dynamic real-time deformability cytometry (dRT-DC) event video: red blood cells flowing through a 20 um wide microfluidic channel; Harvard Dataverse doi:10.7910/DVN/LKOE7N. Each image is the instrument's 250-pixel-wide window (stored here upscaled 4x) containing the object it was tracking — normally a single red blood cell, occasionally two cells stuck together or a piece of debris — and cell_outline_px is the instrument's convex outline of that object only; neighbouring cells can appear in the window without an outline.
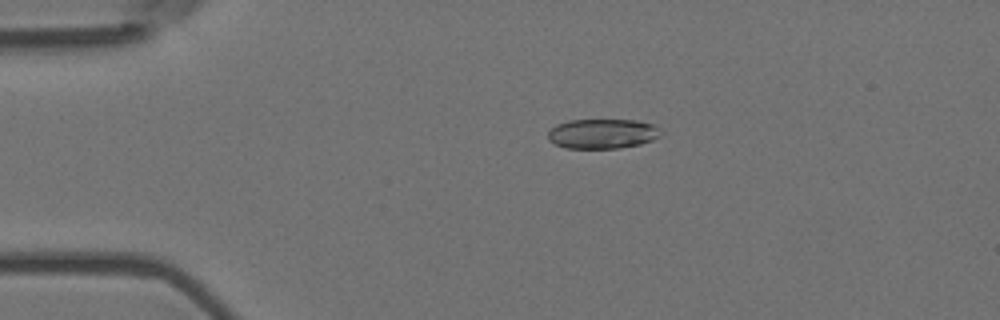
{"species": "Egyptian fruit bat (a non-hibernating species)", "species_latin": "Rousettus aegyptiacus", "temperature_condition": "room temperature", "stored_images_in_passage": 4, "camera_frame_rate_fps": 3000, "um_per_image_px": 0.085, "animal": {"sex": "female"}, "frame": {"image": 1, "passage_image": 3, "time_ms": 0.667, "image_size_px": [1000, 320], "cell_outline_px": [[664, 132], [660, 136], [652, 140], [640, 144], [620, 148], [564, 148], [548, 140], [548, 132], [556, 124], [568, 120], [636, 120], [652, 124], [660, 128]], "centroid_in_image_um": [51.22, 11.36], "position_along_channel_um": 33.8, "area_um2": 19.71}}